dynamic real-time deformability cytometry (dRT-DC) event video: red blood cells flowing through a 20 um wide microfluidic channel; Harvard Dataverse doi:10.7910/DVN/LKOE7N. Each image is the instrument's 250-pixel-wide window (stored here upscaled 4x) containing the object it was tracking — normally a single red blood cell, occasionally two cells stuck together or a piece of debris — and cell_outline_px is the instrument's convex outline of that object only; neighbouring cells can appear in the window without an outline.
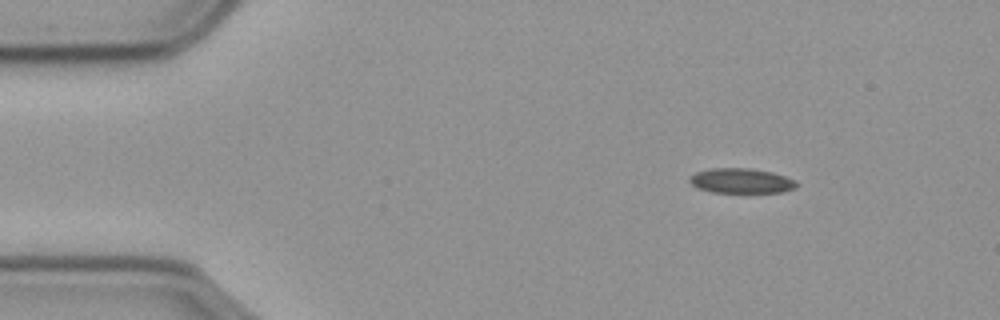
{"species": "common noctule bat (a hibernating species)", "species_latin": "Nyctalus noctula", "temperature_condition": "cold", "stored_images_in_passage": 50, "camera_frame_rate_fps": 3000, "um_per_image_px": 0.085, "animal": {"sex": "male", "body_mass_g": 23.1, "forearm_length_mm": 52.7}, "frame": {"image": 1, "passage_image": 1, "time_ms": 0.0, "image_size_px": [1000, 320], "cell_outline_px": [[800, 184], [796, 188], [784, 192], [712, 192], [696, 188], [688, 180], [696, 172], [708, 168], [748, 168], [772, 172], [796, 180]], "centroid_in_image_um": [63.03, 15.37], "position_along_channel_um": 22.0, "area_um2": 15.61}}
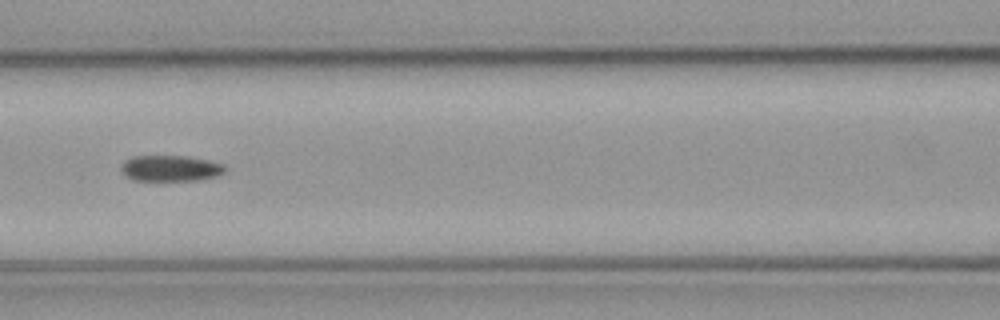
{"frame": {"image": 2, "passage_image": 18, "time_ms": 5.667, "image_size_px": [1000, 320], "cell_outline_px": [[224, 172], [216, 176], [200, 180], [132, 180], [120, 168], [128, 160], [136, 156], [184, 156], [224, 164]], "centroid_in_image_um": [14.52, 14.31], "position_along_channel_um": 152.1, "area_um2": 15.2}}
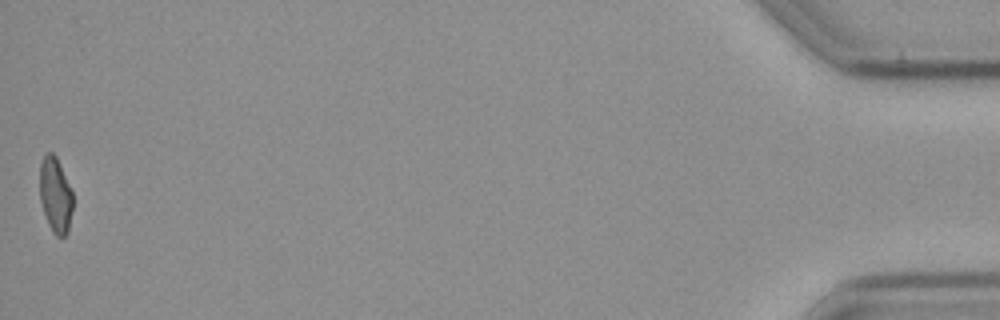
{"frame": {"image": 3, "passage_image": 50, "time_ms": 16.333, "image_size_px": [1000, 320], "cell_outline_px": [[72, 208], [68, 232], [64, 236], [56, 236], [52, 232], [48, 224], [40, 200], [40, 164], [44, 156], [48, 152], [52, 152], [56, 156], [72, 192]], "centroid_in_image_um": [4.7, 16.59], "position_along_channel_um": 430.5, "area_um2": 14.33}, "authors_computed_cell_mechanics": {"area_um2": 15.8372, "velocity_mm_per_s": 3.6049, "shape_relaxation_time_tau1_ms": null, "shape_relaxation_time_tau2_ms": 6.7945, "deformation_change_tau1": null, "deformation_change_tau2": 0.0919}}